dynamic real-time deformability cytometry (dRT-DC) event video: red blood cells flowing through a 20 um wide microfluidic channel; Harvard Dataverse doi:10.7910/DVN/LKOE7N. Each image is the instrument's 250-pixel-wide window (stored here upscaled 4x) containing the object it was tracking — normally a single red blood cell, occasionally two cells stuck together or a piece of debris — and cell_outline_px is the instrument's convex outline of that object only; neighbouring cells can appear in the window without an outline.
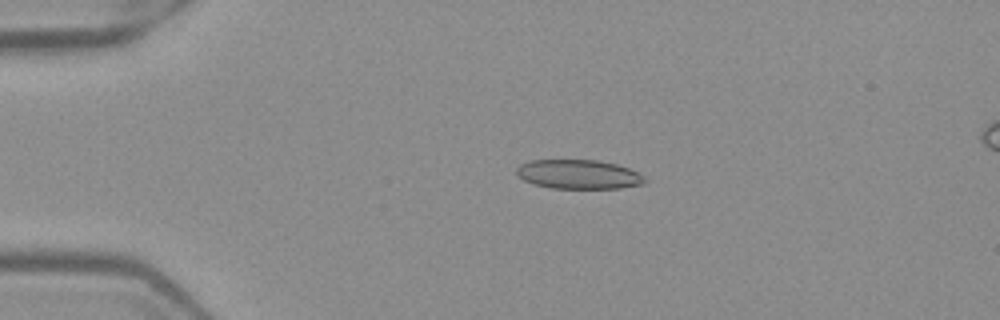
{"species": "Egyptian fruit bat (a non-hibernating species)", "species_latin": "Rousettus aegyptiacus", "temperature_condition": "warm", "stored_images_in_passage": 52, "camera_frame_rate_fps": 3000, "um_per_image_px": 0.085, "frame": {"image": 1, "passage_image": 12, "time_ms": 3.667, "image_size_px": [1000, 320], "cell_outline_px": [[648, 180], [644, 184], [620, 188], [552, 188], [536, 184], [524, 180], [516, 172], [516, 168], [520, 164], [532, 160], [600, 160], [616, 164], [640, 172]], "centroid_in_image_um": [49.24, 14.81], "position_along_channel_um": 35.8, "area_um2": 21.85}}
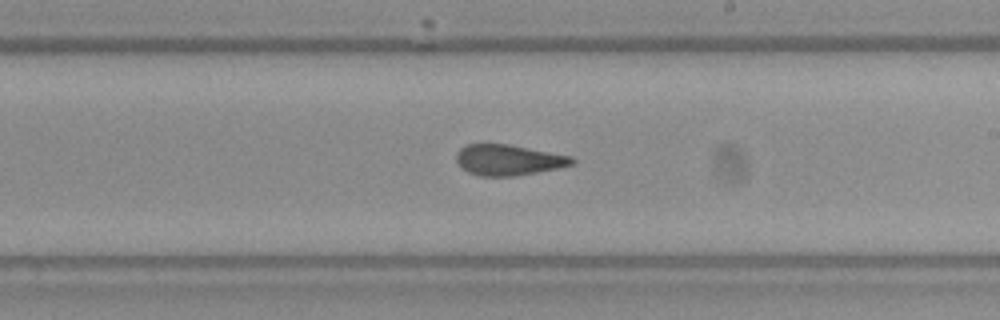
{"frame": {"image": 2, "passage_image": 31, "time_ms": 10.0, "image_size_px": [1000, 320], "cell_outline_px": [[576, 164], [516, 176], [480, 176], [468, 172], [460, 168], [456, 160], [456, 152], [460, 148], [468, 144], [508, 144], [572, 156], [576, 160]], "centroid_in_image_um": [43.2, 13.6], "position_along_channel_um": 245.8, "area_um2": 20.81}}
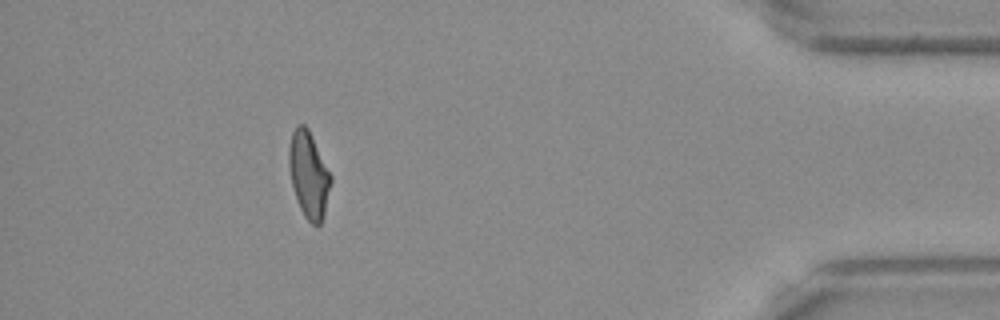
{"frame": {"image": 3, "passage_image": 47, "time_ms": 15.333, "image_size_px": [1000, 320], "cell_outline_px": [[332, 180], [324, 212], [320, 224], [316, 228], [304, 216], [300, 208], [292, 184], [288, 164], [288, 148], [292, 132], [296, 124], [304, 124], [308, 128], [332, 176]], "centroid_in_image_um": [26.23, 14.83], "position_along_channel_um": 409.0, "area_um2": 20.98}, "authors_computed_cell_mechanics": {"area_um2": 21.7039, "velocity_mm_per_s": 4.0042, "shape_relaxation_time_tau1_ms": null, "shape_relaxation_time_tau2_ms": 2.0994, "deformation_change_tau1": null, "deformation_change_tau2": 0.0906}}